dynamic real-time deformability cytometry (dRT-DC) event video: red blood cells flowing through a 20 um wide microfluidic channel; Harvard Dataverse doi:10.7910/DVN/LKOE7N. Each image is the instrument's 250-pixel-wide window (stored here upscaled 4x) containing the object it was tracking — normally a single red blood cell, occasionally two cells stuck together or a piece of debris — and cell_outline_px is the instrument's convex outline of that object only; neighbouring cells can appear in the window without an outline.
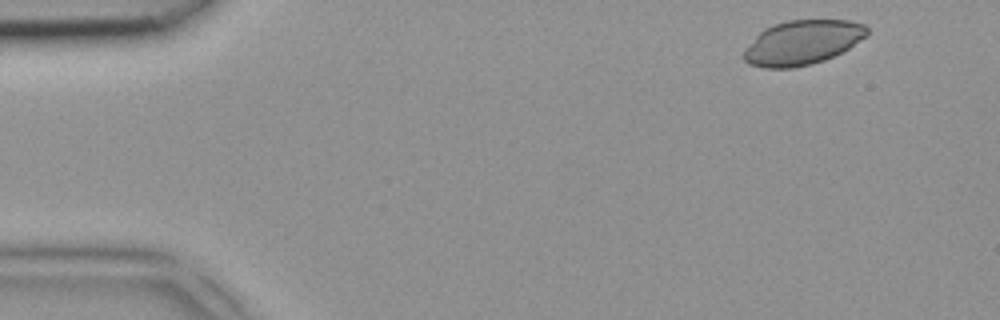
{"species": "common noctule bat (a hibernating species)", "species_latin": "Nyctalus noctula", "temperature_condition": "room temperature", "stored_images_in_passage": 4, "camera_frame_rate_fps": 3000, "um_per_image_px": 0.085, "animal": {"sex": "female", "body_mass_g": 18.4}, "frame": {"image": 1, "passage_image": 1, "time_ms": 0.0, "image_size_px": [1000, 320], "cell_outline_px": [[868, 36], [848, 48], [824, 60], [812, 64], [792, 68], [764, 68], [748, 64], [744, 60], [744, 48], [764, 28], [788, 20], [848, 20], [864, 24], [868, 28]], "centroid_in_image_um": [68.2, 3.62], "position_along_channel_um": 16.8, "area_um2": 31.91}}